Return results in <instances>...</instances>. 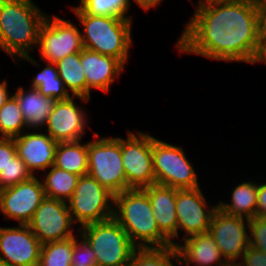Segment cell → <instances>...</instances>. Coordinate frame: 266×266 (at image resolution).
Returning <instances> with one entry per match:
<instances>
[{"label":"cell","instance_id":"cell-20","mask_svg":"<svg viewBox=\"0 0 266 266\" xmlns=\"http://www.w3.org/2000/svg\"><path fill=\"white\" fill-rule=\"evenodd\" d=\"M175 247L181 266H222L226 261L209 232L185 238Z\"/></svg>","mask_w":266,"mask_h":266},{"label":"cell","instance_id":"cell-17","mask_svg":"<svg viewBox=\"0 0 266 266\" xmlns=\"http://www.w3.org/2000/svg\"><path fill=\"white\" fill-rule=\"evenodd\" d=\"M14 143L17 155L33 176H40L54 165L57 142L46 131L27 130L15 137Z\"/></svg>","mask_w":266,"mask_h":266},{"label":"cell","instance_id":"cell-28","mask_svg":"<svg viewBox=\"0 0 266 266\" xmlns=\"http://www.w3.org/2000/svg\"><path fill=\"white\" fill-rule=\"evenodd\" d=\"M129 266H181V262L175 246L136 248Z\"/></svg>","mask_w":266,"mask_h":266},{"label":"cell","instance_id":"cell-44","mask_svg":"<svg viewBox=\"0 0 266 266\" xmlns=\"http://www.w3.org/2000/svg\"><path fill=\"white\" fill-rule=\"evenodd\" d=\"M2 2H3V0H0V11H1V5H2Z\"/></svg>","mask_w":266,"mask_h":266},{"label":"cell","instance_id":"cell-30","mask_svg":"<svg viewBox=\"0 0 266 266\" xmlns=\"http://www.w3.org/2000/svg\"><path fill=\"white\" fill-rule=\"evenodd\" d=\"M74 237L41 245L38 266H71Z\"/></svg>","mask_w":266,"mask_h":266},{"label":"cell","instance_id":"cell-24","mask_svg":"<svg viewBox=\"0 0 266 266\" xmlns=\"http://www.w3.org/2000/svg\"><path fill=\"white\" fill-rule=\"evenodd\" d=\"M54 166L78 176L88 174V152L86 141L58 142Z\"/></svg>","mask_w":266,"mask_h":266},{"label":"cell","instance_id":"cell-1","mask_svg":"<svg viewBox=\"0 0 266 266\" xmlns=\"http://www.w3.org/2000/svg\"><path fill=\"white\" fill-rule=\"evenodd\" d=\"M189 2L195 10L174 44L177 53L251 64L259 42L258 11L253 0Z\"/></svg>","mask_w":266,"mask_h":266},{"label":"cell","instance_id":"cell-37","mask_svg":"<svg viewBox=\"0 0 266 266\" xmlns=\"http://www.w3.org/2000/svg\"><path fill=\"white\" fill-rule=\"evenodd\" d=\"M266 64V38H259L255 56L250 65Z\"/></svg>","mask_w":266,"mask_h":266},{"label":"cell","instance_id":"cell-3","mask_svg":"<svg viewBox=\"0 0 266 266\" xmlns=\"http://www.w3.org/2000/svg\"><path fill=\"white\" fill-rule=\"evenodd\" d=\"M113 218L136 248H163L171 241L159 230L147 193L140 188L114 195Z\"/></svg>","mask_w":266,"mask_h":266},{"label":"cell","instance_id":"cell-26","mask_svg":"<svg viewBox=\"0 0 266 266\" xmlns=\"http://www.w3.org/2000/svg\"><path fill=\"white\" fill-rule=\"evenodd\" d=\"M58 74L71 96L87 98V83L81 65V52L65 56L56 62Z\"/></svg>","mask_w":266,"mask_h":266},{"label":"cell","instance_id":"cell-4","mask_svg":"<svg viewBox=\"0 0 266 266\" xmlns=\"http://www.w3.org/2000/svg\"><path fill=\"white\" fill-rule=\"evenodd\" d=\"M82 34L84 48L119 59L125 66L134 42V20L84 14L75 4L69 5Z\"/></svg>","mask_w":266,"mask_h":266},{"label":"cell","instance_id":"cell-33","mask_svg":"<svg viewBox=\"0 0 266 266\" xmlns=\"http://www.w3.org/2000/svg\"><path fill=\"white\" fill-rule=\"evenodd\" d=\"M249 246L266 254V217L249 220Z\"/></svg>","mask_w":266,"mask_h":266},{"label":"cell","instance_id":"cell-40","mask_svg":"<svg viewBox=\"0 0 266 266\" xmlns=\"http://www.w3.org/2000/svg\"><path fill=\"white\" fill-rule=\"evenodd\" d=\"M259 38H266V11H258Z\"/></svg>","mask_w":266,"mask_h":266},{"label":"cell","instance_id":"cell-10","mask_svg":"<svg viewBox=\"0 0 266 266\" xmlns=\"http://www.w3.org/2000/svg\"><path fill=\"white\" fill-rule=\"evenodd\" d=\"M125 137L121 136V154L127 190L155 184L152 135L140 129L134 132L127 128Z\"/></svg>","mask_w":266,"mask_h":266},{"label":"cell","instance_id":"cell-13","mask_svg":"<svg viewBox=\"0 0 266 266\" xmlns=\"http://www.w3.org/2000/svg\"><path fill=\"white\" fill-rule=\"evenodd\" d=\"M28 225L41 244L67 240L79 233V227L73 222L67 202L48 197L36 209Z\"/></svg>","mask_w":266,"mask_h":266},{"label":"cell","instance_id":"cell-8","mask_svg":"<svg viewBox=\"0 0 266 266\" xmlns=\"http://www.w3.org/2000/svg\"><path fill=\"white\" fill-rule=\"evenodd\" d=\"M68 208L77 227L108 220L114 213V194L95 178L80 176Z\"/></svg>","mask_w":266,"mask_h":266},{"label":"cell","instance_id":"cell-2","mask_svg":"<svg viewBox=\"0 0 266 266\" xmlns=\"http://www.w3.org/2000/svg\"><path fill=\"white\" fill-rule=\"evenodd\" d=\"M48 14L33 0H3L0 50L13 62L36 53L39 31Z\"/></svg>","mask_w":266,"mask_h":266},{"label":"cell","instance_id":"cell-16","mask_svg":"<svg viewBox=\"0 0 266 266\" xmlns=\"http://www.w3.org/2000/svg\"><path fill=\"white\" fill-rule=\"evenodd\" d=\"M209 233L225 260L242 259L249 247V220L220 209L212 217Z\"/></svg>","mask_w":266,"mask_h":266},{"label":"cell","instance_id":"cell-32","mask_svg":"<svg viewBox=\"0 0 266 266\" xmlns=\"http://www.w3.org/2000/svg\"><path fill=\"white\" fill-rule=\"evenodd\" d=\"M71 266H97L96 255L91 245L80 234L74 236Z\"/></svg>","mask_w":266,"mask_h":266},{"label":"cell","instance_id":"cell-29","mask_svg":"<svg viewBox=\"0 0 266 266\" xmlns=\"http://www.w3.org/2000/svg\"><path fill=\"white\" fill-rule=\"evenodd\" d=\"M27 131L26 122L18 106L17 99L11 95L0 108V138H15Z\"/></svg>","mask_w":266,"mask_h":266},{"label":"cell","instance_id":"cell-9","mask_svg":"<svg viewBox=\"0 0 266 266\" xmlns=\"http://www.w3.org/2000/svg\"><path fill=\"white\" fill-rule=\"evenodd\" d=\"M38 60L56 63L67 55L84 49L82 34L77 21L47 15L38 37Z\"/></svg>","mask_w":266,"mask_h":266},{"label":"cell","instance_id":"cell-11","mask_svg":"<svg viewBox=\"0 0 266 266\" xmlns=\"http://www.w3.org/2000/svg\"><path fill=\"white\" fill-rule=\"evenodd\" d=\"M199 188L176 189V213L178 221L176 245L190 236L209 232L218 202H209L206 193Z\"/></svg>","mask_w":266,"mask_h":266},{"label":"cell","instance_id":"cell-25","mask_svg":"<svg viewBox=\"0 0 266 266\" xmlns=\"http://www.w3.org/2000/svg\"><path fill=\"white\" fill-rule=\"evenodd\" d=\"M39 177L46 197L67 202L72 197L80 176L52 165Z\"/></svg>","mask_w":266,"mask_h":266},{"label":"cell","instance_id":"cell-18","mask_svg":"<svg viewBox=\"0 0 266 266\" xmlns=\"http://www.w3.org/2000/svg\"><path fill=\"white\" fill-rule=\"evenodd\" d=\"M81 65L87 83V99L90 100L92 90L110 93L111 86H114L126 69L119 59L87 48L81 51Z\"/></svg>","mask_w":266,"mask_h":266},{"label":"cell","instance_id":"cell-12","mask_svg":"<svg viewBox=\"0 0 266 266\" xmlns=\"http://www.w3.org/2000/svg\"><path fill=\"white\" fill-rule=\"evenodd\" d=\"M89 102H91L90 99L79 96H71L66 100H57L49 115L44 131L57 143L85 138L88 133L86 131L92 128L89 126L91 120L89 118L91 116L84 106Z\"/></svg>","mask_w":266,"mask_h":266},{"label":"cell","instance_id":"cell-31","mask_svg":"<svg viewBox=\"0 0 266 266\" xmlns=\"http://www.w3.org/2000/svg\"><path fill=\"white\" fill-rule=\"evenodd\" d=\"M33 177L25 162L16 155L8 166L0 172V191L28 181Z\"/></svg>","mask_w":266,"mask_h":266},{"label":"cell","instance_id":"cell-41","mask_svg":"<svg viewBox=\"0 0 266 266\" xmlns=\"http://www.w3.org/2000/svg\"><path fill=\"white\" fill-rule=\"evenodd\" d=\"M222 266H246L241 259L226 260Z\"/></svg>","mask_w":266,"mask_h":266},{"label":"cell","instance_id":"cell-5","mask_svg":"<svg viewBox=\"0 0 266 266\" xmlns=\"http://www.w3.org/2000/svg\"><path fill=\"white\" fill-rule=\"evenodd\" d=\"M87 141L88 175L116 195L127 190V179L122 164L121 136H101L93 131Z\"/></svg>","mask_w":266,"mask_h":266},{"label":"cell","instance_id":"cell-35","mask_svg":"<svg viewBox=\"0 0 266 266\" xmlns=\"http://www.w3.org/2000/svg\"><path fill=\"white\" fill-rule=\"evenodd\" d=\"M246 266H266V254L252 246H249L241 259Z\"/></svg>","mask_w":266,"mask_h":266},{"label":"cell","instance_id":"cell-42","mask_svg":"<svg viewBox=\"0 0 266 266\" xmlns=\"http://www.w3.org/2000/svg\"><path fill=\"white\" fill-rule=\"evenodd\" d=\"M257 11H266V0H253Z\"/></svg>","mask_w":266,"mask_h":266},{"label":"cell","instance_id":"cell-34","mask_svg":"<svg viewBox=\"0 0 266 266\" xmlns=\"http://www.w3.org/2000/svg\"><path fill=\"white\" fill-rule=\"evenodd\" d=\"M17 155L14 138H0V172Z\"/></svg>","mask_w":266,"mask_h":266},{"label":"cell","instance_id":"cell-7","mask_svg":"<svg viewBox=\"0 0 266 266\" xmlns=\"http://www.w3.org/2000/svg\"><path fill=\"white\" fill-rule=\"evenodd\" d=\"M79 233L91 245L97 266H129L136 247L113 217L86 224L79 228Z\"/></svg>","mask_w":266,"mask_h":266},{"label":"cell","instance_id":"cell-43","mask_svg":"<svg viewBox=\"0 0 266 266\" xmlns=\"http://www.w3.org/2000/svg\"><path fill=\"white\" fill-rule=\"evenodd\" d=\"M211 1H224V0H196V2H211Z\"/></svg>","mask_w":266,"mask_h":266},{"label":"cell","instance_id":"cell-23","mask_svg":"<svg viewBox=\"0 0 266 266\" xmlns=\"http://www.w3.org/2000/svg\"><path fill=\"white\" fill-rule=\"evenodd\" d=\"M19 61L28 62L36 68H41L43 66L41 62L43 64L45 63V66H43L40 71H38L39 73H36L35 76L33 75L31 77V84L28 87L37 88L41 94L49 96L51 98H55L56 100H66L71 97L63 81L59 77L56 63L37 61L34 56L30 55L18 58L14 62L16 65L19 66V68L22 67V65L20 66L19 64H17L21 63Z\"/></svg>","mask_w":266,"mask_h":266},{"label":"cell","instance_id":"cell-36","mask_svg":"<svg viewBox=\"0 0 266 266\" xmlns=\"http://www.w3.org/2000/svg\"><path fill=\"white\" fill-rule=\"evenodd\" d=\"M262 179L258 180L256 217H266V182Z\"/></svg>","mask_w":266,"mask_h":266},{"label":"cell","instance_id":"cell-15","mask_svg":"<svg viewBox=\"0 0 266 266\" xmlns=\"http://www.w3.org/2000/svg\"><path fill=\"white\" fill-rule=\"evenodd\" d=\"M41 245L29 225L0 226V263L4 266H38Z\"/></svg>","mask_w":266,"mask_h":266},{"label":"cell","instance_id":"cell-19","mask_svg":"<svg viewBox=\"0 0 266 266\" xmlns=\"http://www.w3.org/2000/svg\"><path fill=\"white\" fill-rule=\"evenodd\" d=\"M142 189L150 199L159 230L171 241L172 246H176L178 229L176 189L156 183Z\"/></svg>","mask_w":266,"mask_h":266},{"label":"cell","instance_id":"cell-14","mask_svg":"<svg viewBox=\"0 0 266 266\" xmlns=\"http://www.w3.org/2000/svg\"><path fill=\"white\" fill-rule=\"evenodd\" d=\"M46 198L40 177L33 176L30 180L0 191V214L19 225H28L36 209Z\"/></svg>","mask_w":266,"mask_h":266},{"label":"cell","instance_id":"cell-39","mask_svg":"<svg viewBox=\"0 0 266 266\" xmlns=\"http://www.w3.org/2000/svg\"><path fill=\"white\" fill-rule=\"evenodd\" d=\"M8 85H9L8 80L6 78L0 81V108L5 104L8 98L13 94L11 93V91L9 92V89L11 88Z\"/></svg>","mask_w":266,"mask_h":266},{"label":"cell","instance_id":"cell-38","mask_svg":"<svg viewBox=\"0 0 266 266\" xmlns=\"http://www.w3.org/2000/svg\"><path fill=\"white\" fill-rule=\"evenodd\" d=\"M131 2L132 5L136 3L135 6H139L141 10L148 13L152 8L156 9L162 4V2L164 3V0H131Z\"/></svg>","mask_w":266,"mask_h":266},{"label":"cell","instance_id":"cell-22","mask_svg":"<svg viewBox=\"0 0 266 266\" xmlns=\"http://www.w3.org/2000/svg\"><path fill=\"white\" fill-rule=\"evenodd\" d=\"M246 179L238 180L233 188L230 187V193L227 192L230 196L228 199L225 197L226 201L218 198L217 202L218 209L224 213L251 220L256 217L258 178L251 179L246 175Z\"/></svg>","mask_w":266,"mask_h":266},{"label":"cell","instance_id":"cell-27","mask_svg":"<svg viewBox=\"0 0 266 266\" xmlns=\"http://www.w3.org/2000/svg\"><path fill=\"white\" fill-rule=\"evenodd\" d=\"M131 0H80L76 5L84 14L91 16H108L133 20Z\"/></svg>","mask_w":266,"mask_h":266},{"label":"cell","instance_id":"cell-6","mask_svg":"<svg viewBox=\"0 0 266 266\" xmlns=\"http://www.w3.org/2000/svg\"><path fill=\"white\" fill-rule=\"evenodd\" d=\"M182 145L163 141L152 135L153 169L156 184L169 186L177 190L195 189L200 184L198 172L192 159L189 160ZM191 161V162H190Z\"/></svg>","mask_w":266,"mask_h":266},{"label":"cell","instance_id":"cell-21","mask_svg":"<svg viewBox=\"0 0 266 266\" xmlns=\"http://www.w3.org/2000/svg\"><path fill=\"white\" fill-rule=\"evenodd\" d=\"M17 86L12 95L17 99L27 130H44L49 115L56 103L55 98L45 96L37 88Z\"/></svg>","mask_w":266,"mask_h":266}]
</instances>
